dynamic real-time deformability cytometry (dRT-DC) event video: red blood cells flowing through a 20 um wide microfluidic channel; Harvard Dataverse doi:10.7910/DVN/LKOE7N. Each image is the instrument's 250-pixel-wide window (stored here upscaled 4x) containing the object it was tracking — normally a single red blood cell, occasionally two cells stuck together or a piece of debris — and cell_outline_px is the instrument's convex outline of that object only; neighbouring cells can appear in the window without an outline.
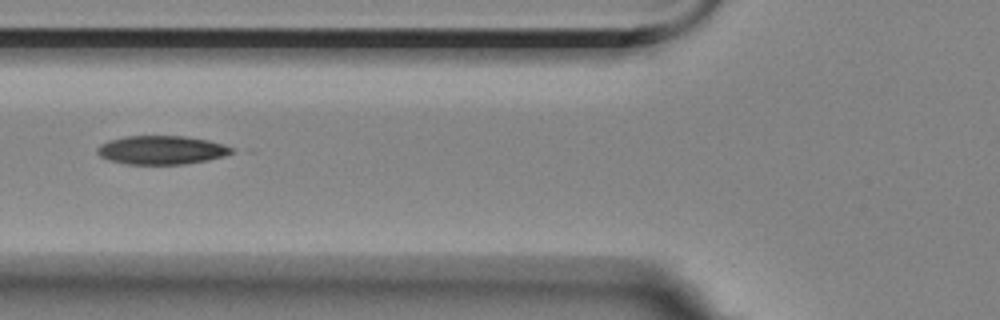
{"species": "Egyptian fruit bat (a non-hibernating species)", "species_latin": "Rousettus aegyptiacus", "temperature_condition": "room temperature", "stored_images_in_passage": 4, "camera_frame_rate_fps": 3000, "um_per_image_px": 0.085, "animal": {"sex": "female"}, "frame": {"image": 1, "passage_image": 3, "time_ms": 2.333, "image_size_px": [1000, 320], "cell_outline_px": [[236, 152], [224, 156], [208, 160], [184, 164], [128, 164], [108, 160], [100, 156], [96, 152], [96, 148], [100, 144], [108, 140], [124, 136], [184, 136], [208, 140], [224, 144], [232, 148]], "centroid_in_image_um": [13.72, 12.75], "position_along_channel_um": 112.1, "area_um2": 22.6}}
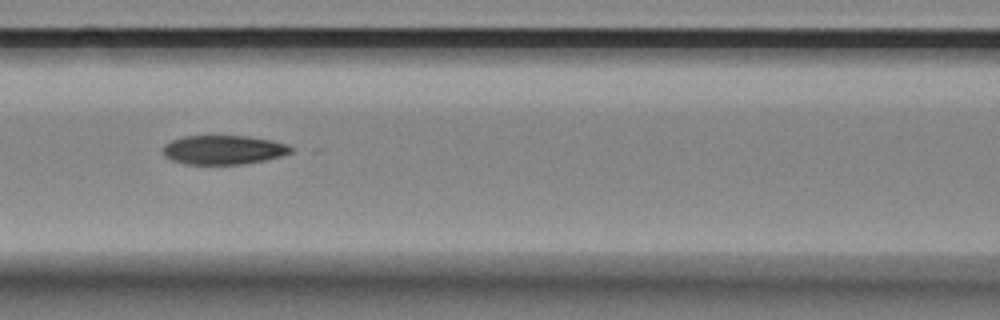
{"frame": {"image": 2, "passage_image": 4, "time_ms": 3.333, "image_size_px": [1000, 320], "cell_outline_px": [[296, 148], [292, 152], [280, 156], [264, 160], [244, 164], [184, 164], [172, 160], [164, 156], [160, 148], [164, 144], [172, 140], [184, 136], [248, 136], [272, 140], [288, 144]], "centroid_in_image_um": [18.99, 12.73], "position_along_channel_um": 147.6, "area_um2": 21.96}}